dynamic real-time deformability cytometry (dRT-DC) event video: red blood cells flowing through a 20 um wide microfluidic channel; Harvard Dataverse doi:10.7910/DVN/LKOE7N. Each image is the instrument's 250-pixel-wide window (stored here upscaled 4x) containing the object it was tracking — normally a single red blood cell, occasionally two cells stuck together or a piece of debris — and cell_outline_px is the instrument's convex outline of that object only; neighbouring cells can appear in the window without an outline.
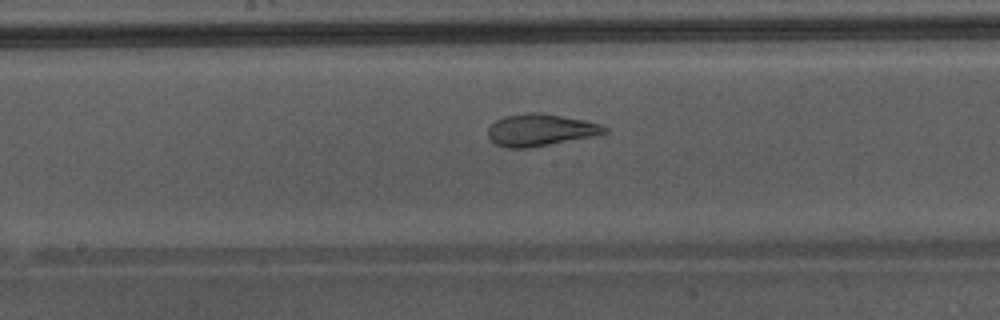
{"species": "Egyptian fruit bat (a non-hibernating species)", "species_latin": "Rousettus aegyptiacus", "temperature_condition": "warm", "stored_images_in_passage": 25, "camera_frame_rate_fps": 3000, "um_per_image_px": 0.085, "animal": {"sex": "male"}, "frame": {"image": 1, "passage_image": 11, "time_ms": 3.333, "image_size_px": [1000, 320], "cell_outline_px": [[608, 132], [592, 136], [528, 148], [504, 148], [496, 144], [488, 136], [488, 128], [496, 120], [504, 116], [528, 112], [540, 112], [584, 120], [600, 124], [608, 128]], "centroid_in_image_um": [45.91, 11.04], "position_along_channel_um": 202.3, "area_um2": 21.62}}
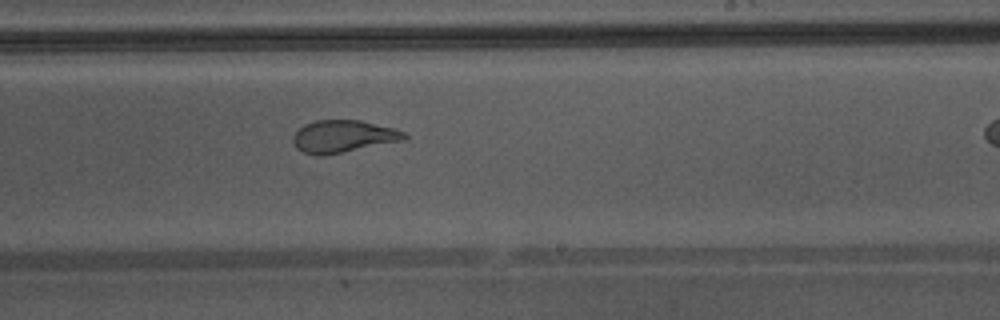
{"frame": {"image": 2, "passage_image": 15, "time_ms": 4.667, "image_size_px": [1000, 320], "cell_outline_px": [[408, 136], [404, 140], [320, 156], [304, 152], [296, 148], [292, 140], [292, 136], [304, 124], [316, 120], [360, 120], [396, 128], [404, 132]], "centroid_in_image_um": [29.17, 11.58], "position_along_channel_um": 259.8, "area_um2": 20.81}}